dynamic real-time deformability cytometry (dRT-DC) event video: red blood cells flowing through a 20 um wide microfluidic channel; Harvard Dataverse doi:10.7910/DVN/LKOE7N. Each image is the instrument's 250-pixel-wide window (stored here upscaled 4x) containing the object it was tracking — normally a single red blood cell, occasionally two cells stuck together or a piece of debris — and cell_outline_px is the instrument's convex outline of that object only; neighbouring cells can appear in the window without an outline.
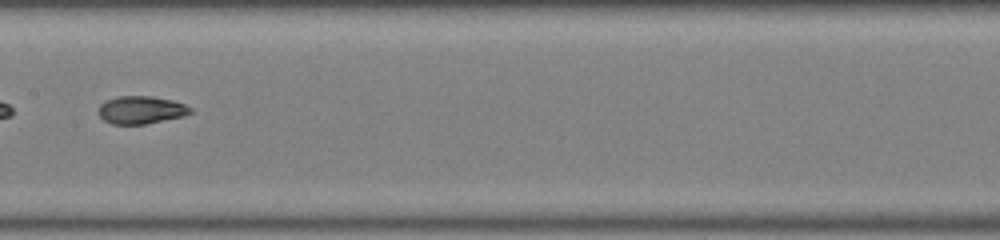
{"species": "common noctule bat (a hibernating species)", "species_latin": "Nyctalus noctula", "temperature_condition": "warm", "stored_images_in_passage": 31, "camera_frame_rate_fps": 3000, "um_per_image_px": 0.085, "animal": {"sex": "male", "body_mass_g": 19.0, "forearm_length_mm": 50.8}, "frame": {"image": 1, "passage_image": 10, "time_ms": 3.0, "image_size_px": [1000, 240], "cell_outline_px": [[192, 112], [184, 116], [144, 124], [112, 124], [104, 120], [96, 112], [100, 104], [104, 100], [120, 96], [152, 96], [172, 100], [184, 104], [192, 108]], "centroid_in_image_um": [11.96, 9.34], "position_along_channel_um": 195.4, "area_um2": 14.97}}
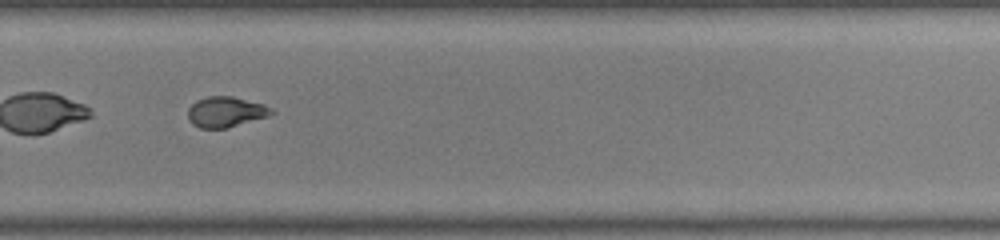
{"frame": {"image": 2, "passage_image": 18, "time_ms": 5.667, "image_size_px": [1000, 240], "cell_outline_px": [[276, 112], [268, 116], [228, 128], [200, 128], [192, 124], [188, 120], [188, 108], [196, 100], [208, 96], [232, 96], [264, 104], [272, 108]], "centroid_in_image_um": [19.19, 9.51], "position_along_channel_um": 310.6, "area_um2": 14.97}, "authors_computed_cell_mechanics": {"area_um2": 14.9702, "velocity_mm_per_s": 4.3233, "shape_relaxation_time_tau1_ms": 8.6378, "shape_relaxation_time_tau2_ms": 1.385, "deformation_change_tau1": 0.2614, "deformation_change_tau2": 0.0722}}